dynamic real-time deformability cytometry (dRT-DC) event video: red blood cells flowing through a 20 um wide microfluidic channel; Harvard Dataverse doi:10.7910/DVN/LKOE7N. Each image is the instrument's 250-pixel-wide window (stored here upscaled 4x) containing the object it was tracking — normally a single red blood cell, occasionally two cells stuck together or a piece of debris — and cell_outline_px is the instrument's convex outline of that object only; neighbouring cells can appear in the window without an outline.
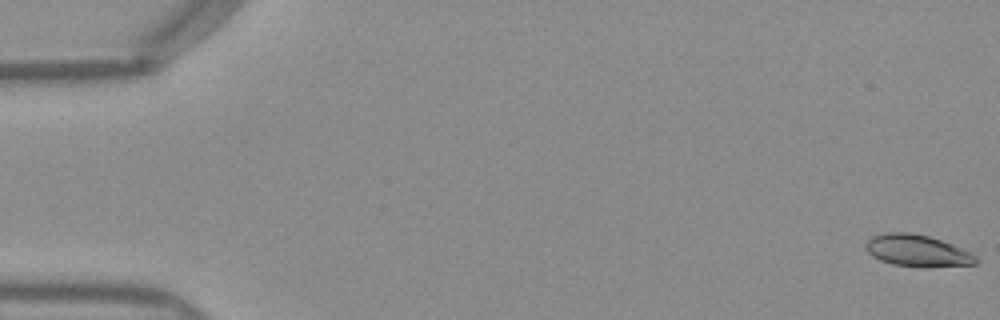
{"species": "Egyptian fruit bat (a non-hibernating species)", "species_latin": "Rousettus aegyptiacus", "temperature_condition": "warm", "stored_images_in_passage": 52, "camera_frame_rate_fps": 3000, "um_per_image_px": 0.085, "frame": {"image": 1, "passage_image": 1, "time_ms": 0.0, "image_size_px": [1000, 320], "cell_outline_px": [[980, 260], [976, 264], [928, 268], [924, 268], [892, 264], [880, 260], [872, 256], [864, 248], [864, 244], [872, 236], [884, 232], [908, 232], [928, 236], [952, 244], [972, 252]], "centroid_in_image_um": [77.98, 21.32], "position_along_channel_um": 7.0, "area_um2": 20.81}}
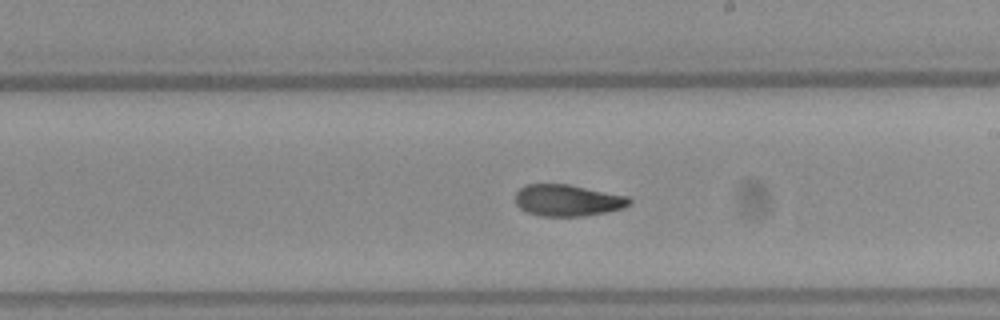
{"frame": {"image": 2, "passage_image": 30, "time_ms": 9.667, "image_size_px": [1000, 320], "cell_outline_px": [[632, 200], [624, 208], [608, 212], [584, 216], [540, 216], [528, 212], [520, 208], [516, 204], [516, 192], [524, 184], [568, 184], [628, 196]], "centroid_in_image_um": [48.25, 17.03], "position_along_channel_um": 240.8, "area_um2": 21.04}}
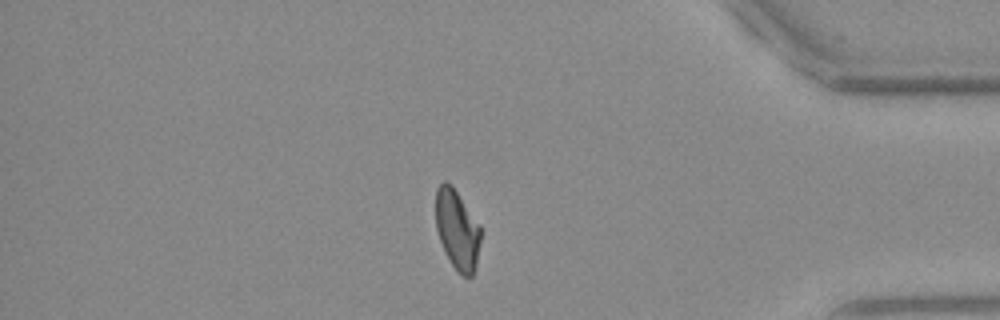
{"frame": {"image": 3, "passage_image": 44, "time_ms": 14.333, "image_size_px": [1000, 320], "cell_outline_px": [[480, 240], [476, 268], [472, 276], [468, 280], [460, 276], [452, 264], [440, 240], [436, 228], [436, 188], [444, 180], [452, 184], [480, 224]], "centroid_in_image_um": [38.88, 19.53], "position_along_channel_um": 396.3, "area_um2": 21.1}, "authors_computed_cell_mechanics": {"area_um2": 21.2993, "velocity_mm_per_s": 3.9986, "shape_relaxation_time_tau1_ms": 7.6665, "shape_relaxation_time_tau2_ms": 3.8721, "deformation_change_tau1": 0.2085, "deformation_change_tau2": 0.0926}}